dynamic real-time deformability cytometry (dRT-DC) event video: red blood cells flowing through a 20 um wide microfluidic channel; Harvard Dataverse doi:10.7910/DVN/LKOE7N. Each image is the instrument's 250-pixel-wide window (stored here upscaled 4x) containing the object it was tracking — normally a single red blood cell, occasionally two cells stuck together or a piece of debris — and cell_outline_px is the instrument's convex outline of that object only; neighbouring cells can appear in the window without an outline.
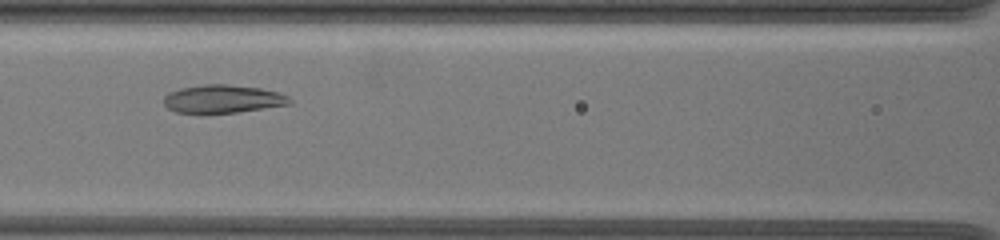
{"species": "common noctule bat (a hibernating species)", "species_latin": "Nyctalus noctula", "temperature_condition": "warm", "stored_images_in_passage": 34, "camera_frame_rate_fps": 3000, "um_per_image_px": 0.085, "animal": {"sex": "female", "body_mass_g": 19.5, "forearm_length_mm": 54.1}, "frame": {"image": 1, "passage_image": 13, "time_ms": 5.0, "image_size_px": [1000, 240], "cell_outline_px": [[292, 104], [236, 112], [176, 112], [168, 108], [164, 104], [164, 96], [168, 92], [180, 88], [204, 84], [228, 84], [260, 88], [276, 92], [288, 96], [292, 100]], "centroid_in_image_um": [18.94, 8.39], "position_along_channel_um": 147.7, "area_um2": 20.4}}
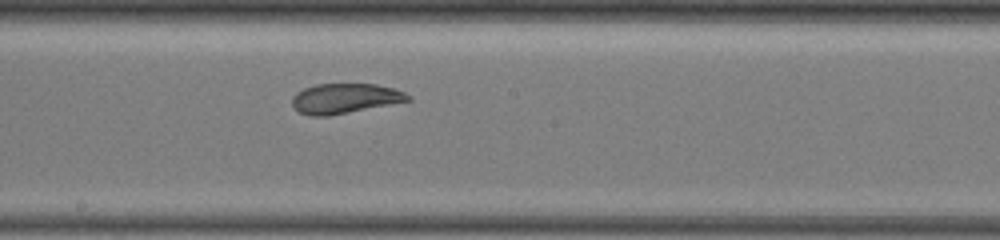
{"frame": {"image": 2, "passage_image": 18, "time_ms": 7.0, "image_size_px": [1000, 240], "cell_outline_px": [[412, 100], [328, 116], [308, 116], [300, 112], [292, 104], [292, 96], [296, 92], [304, 88], [316, 84], [376, 84], [396, 88], [412, 96]], "centroid_in_image_um": [29.33, 8.36], "position_along_channel_um": 218.9, "area_um2": 20.29}}
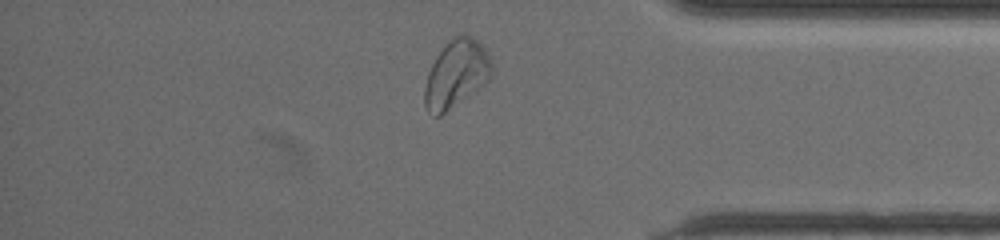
{"frame": {"image": 3, "passage_image": 31, "time_ms": 12.333, "image_size_px": [1000, 240], "cell_outline_px": [[492, 72], [488, 80], [440, 116], [436, 116], [428, 112], [424, 104], [424, 88], [428, 72], [436, 56], [448, 40], [464, 32], [476, 40], [484, 48], [492, 64]], "centroid_in_image_um": [38.74, 6.26], "position_along_channel_um": 396.5, "area_um2": 26.01}, "authors_computed_cell_mechanics": {"area_um2": 22.0507, "velocity_mm_per_s": 3.572, "shape_relaxation_time_tau1_ms": 5.9119, "shape_relaxation_time_tau2_ms": 1.8594, "deformation_change_tau1": 0.1457, "deformation_change_tau2": 0.0772}}